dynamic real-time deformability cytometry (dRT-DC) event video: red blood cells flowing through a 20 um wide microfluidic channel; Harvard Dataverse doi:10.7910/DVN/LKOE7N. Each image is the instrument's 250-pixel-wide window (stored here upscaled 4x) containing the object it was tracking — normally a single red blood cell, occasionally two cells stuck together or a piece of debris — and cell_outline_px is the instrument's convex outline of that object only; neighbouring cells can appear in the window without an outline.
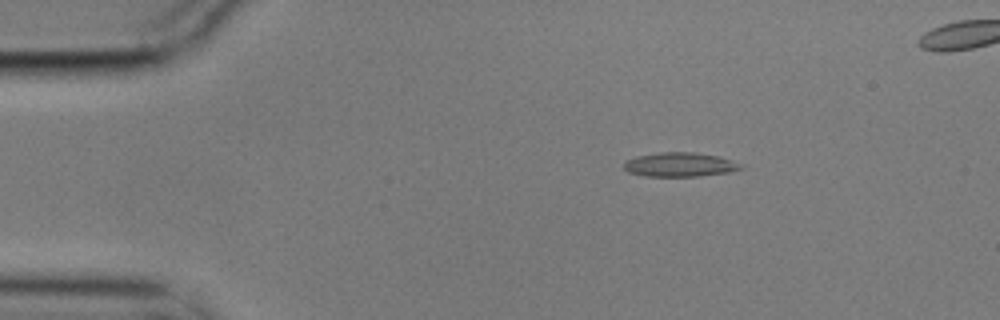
{"species": "common noctule bat (a hibernating species)", "species_latin": "Nyctalus noctula", "temperature_condition": "cold", "stored_images_in_passage": 5, "camera_frame_rate_fps": 3000, "um_per_image_px": 0.085, "animal": {"sex": "male", "body_mass_g": 17.9}, "frame": {"image": 1, "passage_image": 3, "time_ms": 0.667, "image_size_px": [1000, 320], "cell_outline_px": [[744, 168], [728, 172], [700, 176], [644, 176], [628, 172], [624, 168], [624, 164], [628, 160], [636, 156], [660, 152], [692, 152], [720, 156], [744, 164]], "centroid_in_image_um": [57.83, 13.99], "position_along_channel_um": 27.2, "area_um2": 16.53}}